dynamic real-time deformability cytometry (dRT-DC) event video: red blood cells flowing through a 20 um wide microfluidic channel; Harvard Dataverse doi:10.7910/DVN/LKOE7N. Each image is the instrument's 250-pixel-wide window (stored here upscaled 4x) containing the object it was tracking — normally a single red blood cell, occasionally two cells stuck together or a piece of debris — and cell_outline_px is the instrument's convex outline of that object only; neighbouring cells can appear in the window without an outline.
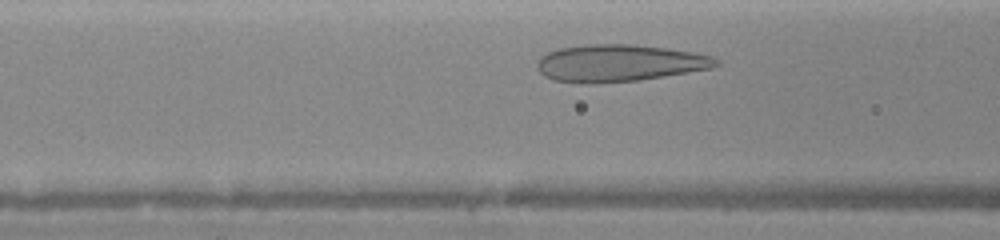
{"species": "human", "species_latin": "Homo sapiens", "temperature_condition": "warm", "stored_images_in_passage": 23, "camera_frame_rate_fps": 3000, "um_per_image_px": 0.085, "donor": {"sex": "female"}, "frame": {"image": 1, "passage_image": 4, "time_ms": 1.0, "image_size_px": [1000, 240], "cell_outline_px": [[720, 64], [712, 68], [640, 80], [596, 84], [584, 84], [552, 80], [544, 76], [536, 68], [536, 64], [540, 56], [548, 52], [560, 48], [588, 44], [632, 44], [664, 48], [692, 52], [712, 56], [720, 60]], "centroid_in_image_um": [52.6, 5.37], "position_along_channel_um": 114.0, "area_um2": 38.9}}
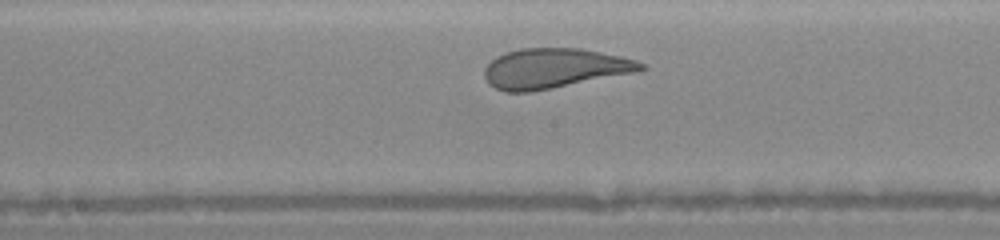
{"frame": {"image": 2, "passage_image": 10, "time_ms": 3.0, "image_size_px": [1000, 240], "cell_outline_px": [[648, 68], [636, 72], [552, 88], [528, 92], [504, 92], [488, 84], [484, 76], [484, 68], [496, 56], [520, 48], [580, 48], [620, 56], [636, 60], [644, 64]], "centroid_in_image_um": [47.09, 5.81], "position_along_channel_um": 201.1, "area_um2": 36.24}}
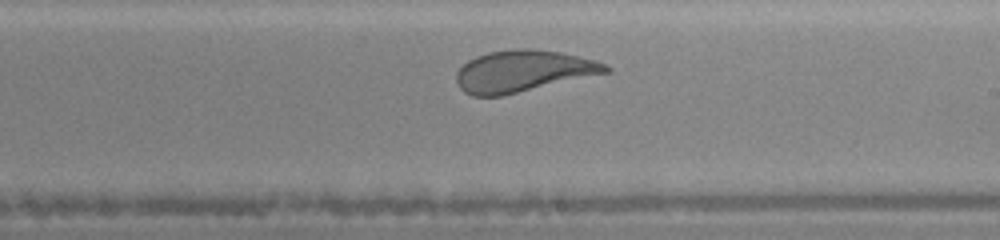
{"frame": {"image": 3, "passage_image": 13, "time_ms": 4.0, "image_size_px": [1000, 240], "cell_outline_px": [[612, 68], [608, 72], [504, 96], [472, 96], [464, 92], [460, 88], [456, 80], [456, 72], [468, 60], [476, 56], [488, 52], [524, 48], [532, 48], [560, 52], [580, 56], [596, 60], [608, 64]], "centroid_in_image_um": [44.47, 6.05], "position_along_channel_um": 244.5, "area_um2": 36.36}}